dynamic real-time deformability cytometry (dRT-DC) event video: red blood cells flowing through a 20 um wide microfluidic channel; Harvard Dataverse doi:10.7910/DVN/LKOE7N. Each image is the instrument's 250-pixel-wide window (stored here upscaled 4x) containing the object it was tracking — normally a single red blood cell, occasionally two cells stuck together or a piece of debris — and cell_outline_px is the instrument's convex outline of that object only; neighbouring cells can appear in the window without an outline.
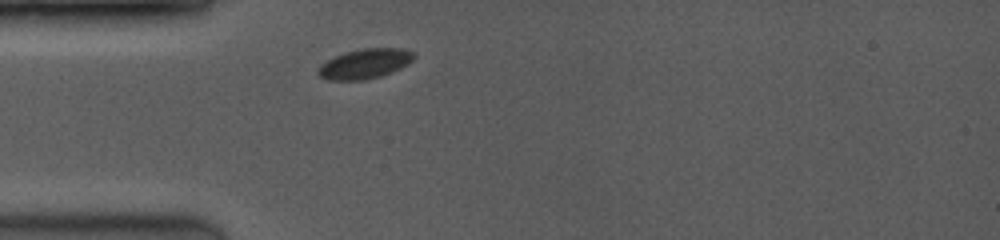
{"species": "common noctule bat (a hibernating species)", "species_latin": "Nyctalus noctula", "temperature_condition": "room temperature", "stored_images_in_passage": 22, "camera_frame_rate_fps": 3500, "um_per_image_px": 0.085, "animal": {"sex": "female", "body_mass_g": 19.0, "forearm_length_mm": 53.3}, "frame": {"image": 1, "passage_image": 1, "time_ms": 0.0, "image_size_px": [1000, 240], "cell_outline_px": [[416, 56], [408, 64], [400, 68], [380, 76], [364, 80], [328, 80], [320, 76], [316, 72], [316, 68], [320, 64], [344, 52], [364, 48], [400, 48], [412, 52]], "centroid_in_image_um": [30.98, 5.42], "position_along_channel_um": 54.0, "area_um2": 16.59}}
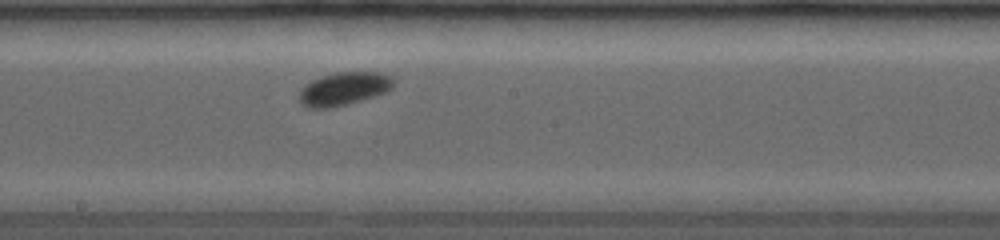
{"frame": {"image": 2, "passage_image": 10, "time_ms": 4.286, "image_size_px": [1000, 240], "cell_outline_px": [[396, 80], [392, 88], [388, 92], [360, 100], [328, 108], [308, 108], [300, 104], [300, 92], [304, 84], [312, 80], [336, 72], [380, 72], [392, 76]], "centroid_in_image_um": [29.26, 7.53], "position_along_channel_um": 218.9, "area_um2": 18.21}}
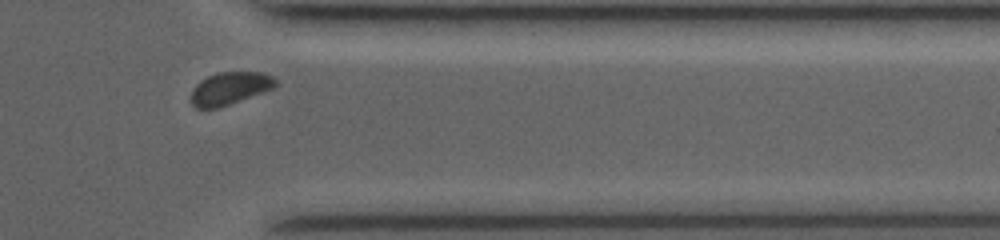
{"frame": {"image": 3, "passage_image": 20, "time_ms": 8.571, "image_size_px": [1000, 240], "cell_outline_px": [[280, 84], [272, 88], [228, 104], [216, 108], [196, 108], [192, 104], [192, 88], [200, 80], [208, 76], [220, 72], [260, 72], [272, 76]], "centroid_in_image_um": [19.52, 7.49], "position_along_channel_um": 391.9, "area_um2": 15.72}, "authors_computed_cell_mechanics": {"area_um2": 16.9643, "velocity_mm_per_s": 4.0162, "shape_relaxation_time_tau1_ms": 1.2528, "shape_relaxation_time_tau2_ms": null, "deformation_change_tau1": 0.0454, "deformation_change_tau2": null}}